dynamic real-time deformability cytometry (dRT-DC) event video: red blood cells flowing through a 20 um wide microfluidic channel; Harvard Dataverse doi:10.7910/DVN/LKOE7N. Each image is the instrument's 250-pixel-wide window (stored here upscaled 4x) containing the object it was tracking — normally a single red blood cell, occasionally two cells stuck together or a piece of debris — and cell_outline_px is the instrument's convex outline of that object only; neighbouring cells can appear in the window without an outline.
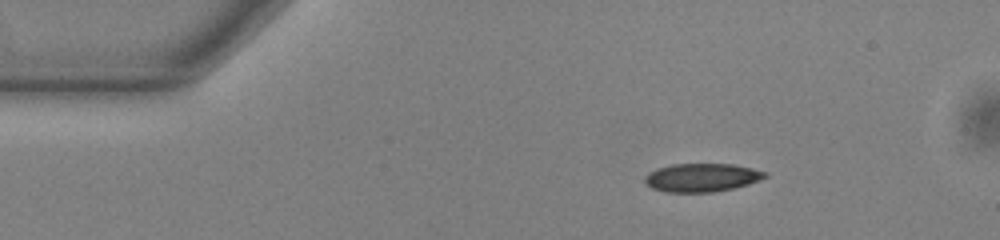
{"species": "common noctule bat (a hibernating species)", "species_latin": "Nyctalus noctula", "temperature_condition": "warm", "stored_images_in_passage": 46, "camera_frame_rate_fps": 3000, "um_per_image_px": 0.085, "animal": {"sex": "male", "body_mass_g": 13.0, "forearm_length_mm": 53.1}, "frame": {"image": 1, "passage_image": 1, "time_ms": 0.0, "image_size_px": [1000, 240], "cell_outline_px": [[768, 176], [760, 180], [748, 184], [732, 188], [712, 192], [664, 192], [652, 188], [644, 180], [644, 176], [648, 172], [656, 168], [672, 164], [732, 164], [752, 168], [768, 172]], "centroid_in_image_um": [59.64, 15.08], "position_along_channel_um": 25.4, "area_um2": 19.94}}
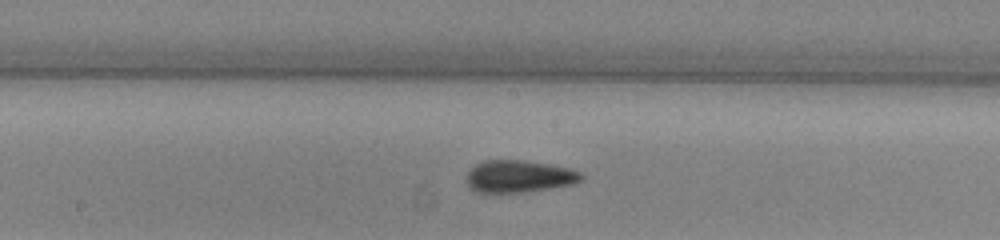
{"frame": {"image": 2, "passage_image": 20, "time_ms": 6.333, "image_size_px": [1000, 240], "cell_outline_px": [[584, 180], [572, 184], [528, 192], [476, 192], [464, 180], [468, 172], [476, 164], [484, 160], [524, 160], [548, 164], [568, 168], [580, 172], [584, 176]], "centroid_in_image_um": [44.12, 14.99], "position_along_channel_um": 204.1, "area_um2": 21.56}}
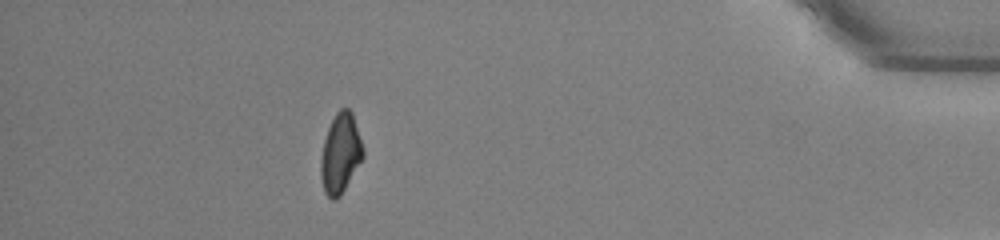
{"frame": {"image": 3, "passage_image": 40, "time_ms": 13.0, "image_size_px": [1000, 240], "cell_outline_px": [[364, 156], [340, 196], [336, 200], [332, 200], [324, 192], [320, 176], [320, 160], [324, 140], [328, 128], [336, 112], [340, 108], [348, 108], [352, 112], [364, 148]], "centroid_in_image_um": [28.93, 13.04], "position_along_channel_um": 406.3, "area_um2": 19.65}, "authors_computed_cell_mechanics": {"area_um2": 20.519, "velocity_mm_per_s": 3.856, "shape_relaxation_time_tau1_ms": 4.22, "shape_relaxation_time_tau2_ms": 2.5042, "deformation_change_tau1": 0.1122, "deformation_change_tau2": 0.0928}}